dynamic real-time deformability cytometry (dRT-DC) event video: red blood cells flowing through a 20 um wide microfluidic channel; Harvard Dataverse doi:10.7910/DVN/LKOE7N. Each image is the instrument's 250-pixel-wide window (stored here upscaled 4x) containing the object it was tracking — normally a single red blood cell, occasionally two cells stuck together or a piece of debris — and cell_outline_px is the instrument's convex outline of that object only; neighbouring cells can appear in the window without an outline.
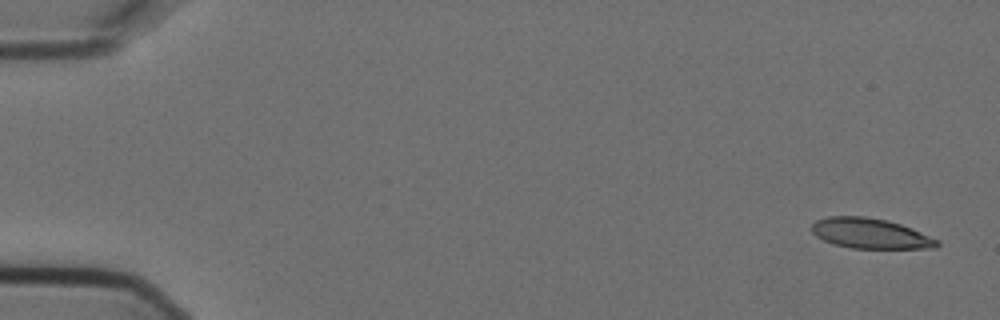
{"species": "Egyptian fruit bat (a non-hibernating species)", "species_latin": "Rousettus aegyptiacus", "temperature_condition": "cold", "stored_images_in_passage": 8, "segment_of_instrument_passage": [1, 2], "camera_frame_rate_fps": 3000, "um_per_image_px": 0.085, "animal": {"sex": "female"}, "frame": {"image": 1, "passage_image": 1, "time_ms": 0.0, "image_size_px": [1000, 320], "cell_outline_px": [[940, 244], [936, 248], [852, 248], [832, 244], [816, 236], [812, 232], [812, 224], [816, 220], [828, 216], [864, 216], [888, 220], [912, 228], [940, 240]], "centroid_in_image_um": [73.99, 19.84], "position_along_channel_um": 11.0, "area_um2": 22.2}}
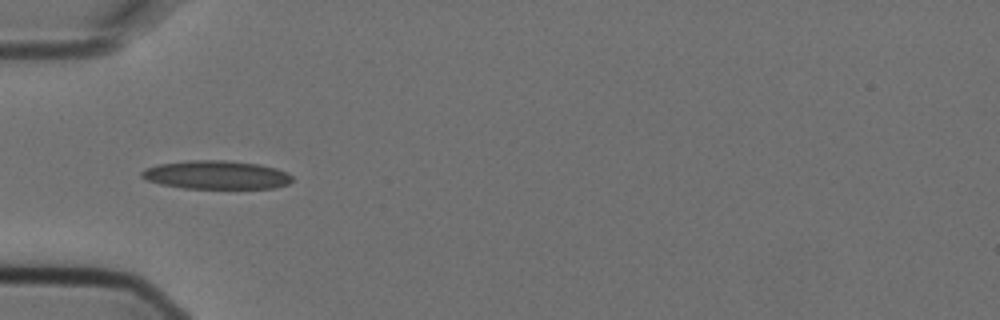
{"frame": {"image": 2, "passage_image": 5, "time_ms": 1.333, "image_size_px": [1000, 320], "cell_outline_px": [[292, 180], [288, 184], [276, 188], [184, 188], [160, 184], [148, 180], [140, 176], [140, 172], [144, 168], [156, 164], [188, 160], [224, 160], [260, 164], [276, 168], [288, 172], [292, 176]], "centroid_in_image_um": [18.37, 14.86], "position_along_channel_um": 66.6, "area_um2": 25.2}}